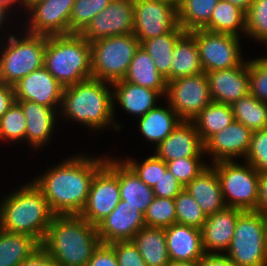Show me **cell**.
Here are the masks:
<instances>
[{"instance_id":"1","label":"cell","mask_w":267,"mask_h":266,"mask_svg":"<svg viewBox=\"0 0 267 266\" xmlns=\"http://www.w3.org/2000/svg\"><path fill=\"white\" fill-rule=\"evenodd\" d=\"M33 179L43 192L54 215H79L86 205L95 174L105 165L106 156L74 155Z\"/></svg>"},{"instance_id":"2","label":"cell","mask_w":267,"mask_h":266,"mask_svg":"<svg viewBox=\"0 0 267 266\" xmlns=\"http://www.w3.org/2000/svg\"><path fill=\"white\" fill-rule=\"evenodd\" d=\"M109 84V85H108ZM112 83L89 78L74 85L64 87L60 116L79 122L88 129L104 130L111 126L117 131L121 124L115 121ZM117 122V123H116Z\"/></svg>"},{"instance_id":"3","label":"cell","mask_w":267,"mask_h":266,"mask_svg":"<svg viewBox=\"0 0 267 266\" xmlns=\"http://www.w3.org/2000/svg\"><path fill=\"white\" fill-rule=\"evenodd\" d=\"M99 244L97 227L79 215H54L41 246L57 264L86 266Z\"/></svg>"},{"instance_id":"4","label":"cell","mask_w":267,"mask_h":266,"mask_svg":"<svg viewBox=\"0 0 267 266\" xmlns=\"http://www.w3.org/2000/svg\"><path fill=\"white\" fill-rule=\"evenodd\" d=\"M53 216L43 192L33 181L21 184L0 202V228L30 235L40 244Z\"/></svg>"},{"instance_id":"5","label":"cell","mask_w":267,"mask_h":266,"mask_svg":"<svg viewBox=\"0 0 267 266\" xmlns=\"http://www.w3.org/2000/svg\"><path fill=\"white\" fill-rule=\"evenodd\" d=\"M44 67L64 87L92 78L90 42L77 33L47 36Z\"/></svg>"},{"instance_id":"6","label":"cell","mask_w":267,"mask_h":266,"mask_svg":"<svg viewBox=\"0 0 267 266\" xmlns=\"http://www.w3.org/2000/svg\"><path fill=\"white\" fill-rule=\"evenodd\" d=\"M24 32L21 37L8 35L0 46V82L11 86L44 66L47 36Z\"/></svg>"},{"instance_id":"7","label":"cell","mask_w":267,"mask_h":266,"mask_svg":"<svg viewBox=\"0 0 267 266\" xmlns=\"http://www.w3.org/2000/svg\"><path fill=\"white\" fill-rule=\"evenodd\" d=\"M224 255L235 266H267L266 214L242 211Z\"/></svg>"},{"instance_id":"8","label":"cell","mask_w":267,"mask_h":266,"mask_svg":"<svg viewBox=\"0 0 267 266\" xmlns=\"http://www.w3.org/2000/svg\"><path fill=\"white\" fill-rule=\"evenodd\" d=\"M91 44L92 78L113 83L122 80L140 47L133 34L105 37Z\"/></svg>"},{"instance_id":"9","label":"cell","mask_w":267,"mask_h":266,"mask_svg":"<svg viewBox=\"0 0 267 266\" xmlns=\"http://www.w3.org/2000/svg\"><path fill=\"white\" fill-rule=\"evenodd\" d=\"M211 165L216 169L226 207L257 211L260 173L245 161H218Z\"/></svg>"},{"instance_id":"10","label":"cell","mask_w":267,"mask_h":266,"mask_svg":"<svg viewBox=\"0 0 267 266\" xmlns=\"http://www.w3.org/2000/svg\"><path fill=\"white\" fill-rule=\"evenodd\" d=\"M120 200L118 158L106 156V163L95 174L86 205L79 216L97 226L115 209Z\"/></svg>"},{"instance_id":"11","label":"cell","mask_w":267,"mask_h":266,"mask_svg":"<svg viewBox=\"0 0 267 266\" xmlns=\"http://www.w3.org/2000/svg\"><path fill=\"white\" fill-rule=\"evenodd\" d=\"M166 102L182 121H192L212 102L205 72L167 82Z\"/></svg>"},{"instance_id":"12","label":"cell","mask_w":267,"mask_h":266,"mask_svg":"<svg viewBox=\"0 0 267 266\" xmlns=\"http://www.w3.org/2000/svg\"><path fill=\"white\" fill-rule=\"evenodd\" d=\"M196 40L199 58L204 72L230 69L241 65L242 57L240 37L212 33L203 29L190 32Z\"/></svg>"},{"instance_id":"13","label":"cell","mask_w":267,"mask_h":266,"mask_svg":"<svg viewBox=\"0 0 267 266\" xmlns=\"http://www.w3.org/2000/svg\"><path fill=\"white\" fill-rule=\"evenodd\" d=\"M178 25L177 7L165 0H134L133 34L143 40L171 32Z\"/></svg>"},{"instance_id":"14","label":"cell","mask_w":267,"mask_h":266,"mask_svg":"<svg viewBox=\"0 0 267 266\" xmlns=\"http://www.w3.org/2000/svg\"><path fill=\"white\" fill-rule=\"evenodd\" d=\"M74 2L75 0H37L29 4L23 9L30 16L25 31L45 36L69 34Z\"/></svg>"},{"instance_id":"15","label":"cell","mask_w":267,"mask_h":266,"mask_svg":"<svg viewBox=\"0 0 267 266\" xmlns=\"http://www.w3.org/2000/svg\"><path fill=\"white\" fill-rule=\"evenodd\" d=\"M134 31V0H113L80 33L88 42Z\"/></svg>"},{"instance_id":"16","label":"cell","mask_w":267,"mask_h":266,"mask_svg":"<svg viewBox=\"0 0 267 266\" xmlns=\"http://www.w3.org/2000/svg\"><path fill=\"white\" fill-rule=\"evenodd\" d=\"M15 100H26L60 111L64 86L43 66L14 86Z\"/></svg>"},{"instance_id":"17","label":"cell","mask_w":267,"mask_h":266,"mask_svg":"<svg viewBox=\"0 0 267 266\" xmlns=\"http://www.w3.org/2000/svg\"><path fill=\"white\" fill-rule=\"evenodd\" d=\"M251 135L252 132L244 124L234 120L204 143V153L211 156L210 164L234 161L238 157L244 159L250 147Z\"/></svg>"},{"instance_id":"18","label":"cell","mask_w":267,"mask_h":266,"mask_svg":"<svg viewBox=\"0 0 267 266\" xmlns=\"http://www.w3.org/2000/svg\"><path fill=\"white\" fill-rule=\"evenodd\" d=\"M145 226L144 214L120 200L115 209L96 227L101 243L131 240Z\"/></svg>"},{"instance_id":"19","label":"cell","mask_w":267,"mask_h":266,"mask_svg":"<svg viewBox=\"0 0 267 266\" xmlns=\"http://www.w3.org/2000/svg\"><path fill=\"white\" fill-rule=\"evenodd\" d=\"M212 101L222 104H233L249 93V76L247 60L241 65L206 72Z\"/></svg>"},{"instance_id":"20","label":"cell","mask_w":267,"mask_h":266,"mask_svg":"<svg viewBox=\"0 0 267 266\" xmlns=\"http://www.w3.org/2000/svg\"><path fill=\"white\" fill-rule=\"evenodd\" d=\"M154 153L165 162L179 158L205 156L204 143L192 121L179 123L171 134L155 148Z\"/></svg>"},{"instance_id":"21","label":"cell","mask_w":267,"mask_h":266,"mask_svg":"<svg viewBox=\"0 0 267 266\" xmlns=\"http://www.w3.org/2000/svg\"><path fill=\"white\" fill-rule=\"evenodd\" d=\"M241 212L242 210L238 208L225 207L206 217L201 228L205 254H225L233 238L237 217Z\"/></svg>"},{"instance_id":"22","label":"cell","mask_w":267,"mask_h":266,"mask_svg":"<svg viewBox=\"0 0 267 266\" xmlns=\"http://www.w3.org/2000/svg\"><path fill=\"white\" fill-rule=\"evenodd\" d=\"M17 101L26 117L25 141L34 149H40L47 145L54 133L56 119L60 114L54 108L26 100ZM58 116V117H57Z\"/></svg>"},{"instance_id":"23","label":"cell","mask_w":267,"mask_h":266,"mask_svg":"<svg viewBox=\"0 0 267 266\" xmlns=\"http://www.w3.org/2000/svg\"><path fill=\"white\" fill-rule=\"evenodd\" d=\"M170 261H199L204 255L201 229L174 223L165 228Z\"/></svg>"},{"instance_id":"24","label":"cell","mask_w":267,"mask_h":266,"mask_svg":"<svg viewBox=\"0 0 267 266\" xmlns=\"http://www.w3.org/2000/svg\"><path fill=\"white\" fill-rule=\"evenodd\" d=\"M113 108L118 102L120 107L135 118L143 117L157 106V99L164 98L158 91L142 87L127 81L118 80L112 84Z\"/></svg>"},{"instance_id":"25","label":"cell","mask_w":267,"mask_h":266,"mask_svg":"<svg viewBox=\"0 0 267 266\" xmlns=\"http://www.w3.org/2000/svg\"><path fill=\"white\" fill-rule=\"evenodd\" d=\"M184 189L196 200L206 216L213 215L226 207L216 169L211 164Z\"/></svg>"},{"instance_id":"26","label":"cell","mask_w":267,"mask_h":266,"mask_svg":"<svg viewBox=\"0 0 267 266\" xmlns=\"http://www.w3.org/2000/svg\"><path fill=\"white\" fill-rule=\"evenodd\" d=\"M157 105L148 111L143 117L138 118V127L141 135L155 144L157 147L171 132L178 126L182 120L171 108V106Z\"/></svg>"},{"instance_id":"27","label":"cell","mask_w":267,"mask_h":266,"mask_svg":"<svg viewBox=\"0 0 267 266\" xmlns=\"http://www.w3.org/2000/svg\"><path fill=\"white\" fill-rule=\"evenodd\" d=\"M118 180L121 200L145 214L155 198L153 188L141 181L122 159H118Z\"/></svg>"},{"instance_id":"28","label":"cell","mask_w":267,"mask_h":266,"mask_svg":"<svg viewBox=\"0 0 267 266\" xmlns=\"http://www.w3.org/2000/svg\"><path fill=\"white\" fill-rule=\"evenodd\" d=\"M146 266H167L170 263L165 228L144 226L131 239Z\"/></svg>"},{"instance_id":"29","label":"cell","mask_w":267,"mask_h":266,"mask_svg":"<svg viewBox=\"0 0 267 266\" xmlns=\"http://www.w3.org/2000/svg\"><path fill=\"white\" fill-rule=\"evenodd\" d=\"M123 80L156 90L165 98L167 81L157 71L153 59L142 47L136 51Z\"/></svg>"},{"instance_id":"30","label":"cell","mask_w":267,"mask_h":266,"mask_svg":"<svg viewBox=\"0 0 267 266\" xmlns=\"http://www.w3.org/2000/svg\"><path fill=\"white\" fill-rule=\"evenodd\" d=\"M204 72L199 58L195 37L185 32L173 48L170 67V81L179 77L196 75Z\"/></svg>"},{"instance_id":"31","label":"cell","mask_w":267,"mask_h":266,"mask_svg":"<svg viewBox=\"0 0 267 266\" xmlns=\"http://www.w3.org/2000/svg\"><path fill=\"white\" fill-rule=\"evenodd\" d=\"M208 32L240 37L246 33V12L229 1L219 0L209 23L203 28Z\"/></svg>"},{"instance_id":"32","label":"cell","mask_w":267,"mask_h":266,"mask_svg":"<svg viewBox=\"0 0 267 266\" xmlns=\"http://www.w3.org/2000/svg\"><path fill=\"white\" fill-rule=\"evenodd\" d=\"M184 33L185 31L177 25L169 33L143 40L140 43V47L153 59L157 71L165 77L167 82L170 81L173 48Z\"/></svg>"},{"instance_id":"33","label":"cell","mask_w":267,"mask_h":266,"mask_svg":"<svg viewBox=\"0 0 267 266\" xmlns=\"http://www.w3.org/2000/svg\"><path fill=\"white\" fill-rule=\"evenodd\" d=\"M41 244L32 236L0 228V266H19Z\"/></svg>"},{"instance_id":"34","label":"cell","mask_w":267,"mask_h":266,"mask_svg":"<svg viewBox=\"0 0 267 266\" xmlns=\"http://www.w3.org/2000/svg\"><path fill=\"white\" fill-rule=\"evenodd\" d=\"M234 121L229 104L212 101L193 120V124L205 143L212 135L226 128Z\"/></svg>"},{"instance_id":"35","label":"cell","mask_w":267,"mask_h":266,"mask_svg":"<svg viewBox=\"0 0 267 266\" xmlns=\"http://www.w3.org/2000/svg\"><path fill=\"white\" fill-rule=\"evenodd\" d=\"M219 0H181L177 6L178 25L191 32L203 29L210 21L213 9Z\"/></svg>"},{"instance_id":"36","label":"cell","mask_w":267,"mask_h":266,"mask_svg":"<svg viewBox=\"0 0 267 266\" xmlns=\"http://www.w3.org/2000/svg\"><path fill=\"white\" fill-rule=\"evenodd\" d=\"M234 120L244 124L251 132L267 128V103L248 93L230 105Z\"/></svg>"},{"instance_id":"37","label":"cell","mask_w":267,"mask_h":266,"mask_svg":"<svg viewBox=\"0 0 267 266\" xmlns=\"http://www.w3.org/2000/svg\"><path fill=\"white\" fill-rule=\"evenodd\" d=\"M26 117L21 105L14 101L8 111L0 119V141H25Z\"/></svg>"},{"instance_id":"38","label":"cell","mask_w":267,"mask_h":266,"mask_svg":"<svg viewBox=\"0 0 267 266\" xmlns=\"http://www.w3.org/2000/svg\"><path fill=\"white\" fill-rule=\"evenodd\" d=\"M113 0H75L70 17L69 34H80L90 21Z\"/></svg>"},{"instance_id":"39","label":"cell","mask_w":267,"mask_h":266,"mask_svg":"<svg viewBox=\"0 0 267 266\" xmlns=\"http://www.w3.org/2000/svg\"><path fill=\"white\" fill-rule=\"evenodd\" d=\"M176 223L201 229L206 221V215L196 200L183 189L175 198Z\"/></svg>"},{"instance_id":"40","label":"cell","mask_w":267,"mask_h":266,"mask_svg":"<svg viewBox=\"0 0 267 266\" xmlns=\"http://www.w3.org/2000/svg\"><path fill=\"white\" fill-rule=\"evenodd\" d=\"M245 35L267 45V0H253L246 12Z\"/></svg>"},{"instance_id":"41","label":"cell","mask_w":267,"mask_h":266,"mask_svg":"<svg viewBox=\"0 0 267 266\" xmlns=\"http://www.w3.org/2000/svg\"><path fill=\"white\" fill-rule=\"evenodd\" d=\"M146 226L167 228L176 223L174 199L156 197L144 214Z\"/></svg>"},{"instance_id":"42","label":"cell","mask_w":267,"mask_h":266,"mask_svg":"<svg viewBox=\"0 0 267 266\" xmlns=\"http://www.w3.org/2000/svg\"><path fill=\"white\" fill-rule=\"evenodd\" d=\"M123 161L149 187H153L161 178L162 172L168 170L166 162L155 154L145 158L141 163L130 158L123 159Z\"/></svg>"},{"instance_id":"43","label":"cell","mask_w":267,"mask_h":266,"mask_svg":"<svg viewBox=\"0 0 267 266\" xmlns=\"http://www.w3.org/2000/svg\"><path fill=\"white\" fill-rule=\"evenodd\" d=\"M249 93L267 103V56L247 60Z\"/></svg>"},{"instance_id":"44","label":"cell","mask_w":267,"mask_h":266,"mask_svg":"<svg viewBox=\"0 0 267 266\" xmlns=\"http://www.w3.org/2000/svg\"><path fill=\"white\" fill-rule=\"evenodd\" d=\"M202 159V157L179 158L166 162V165L167 169L176 177L177 181L185 187L209 166Z\"/></svg>"},{"instance_id":"45","label":"cell","mask_w":267,"mask_h":266,"mask_svg":"<svg viewBox=\"0 0 267 266\" xmlns=\"http://www.w3.org/2000/svg\"><path fill=\"white\" fill-rule=\"evenodd\" d=\"M243 161L259 173H267V128L252 132L250 147Z\"/></svg>"},{"instance_id":"46","label":"cell","mask_w":267,"mask_h":266,"mask_svg":"<svg viewBox=\"0 0 267 266\" xmlns=\"http://www.w3.org/2000/svg\"><path fill=\"white\" fill-rule=\"evenodd\" d=\"M110 245L114 249L118 266H146L132 240L116 241Z\"/></svg>"},{"instance_id":"47","label":"cell","mask_w":267,"mask_h":266,"mask_svg":"<svg viewBox=\"0 0 267 266\" xmlns=\"http://www.w3.org/2000/svg\"><path fill=\"white\" fill-rule=\"evenodd\" d=\"M152 188L156 197L174 199L184 189V186L167 170L162 172L161 178Z\"/></svg>"},{"instance_id":"48","label":"cell","mask_w":267,"mask_h":266,"mask_svg":"<svg viewBox=\"0 0 267 266\" xmlns=\"http://www.w3.org/2000/svg\"><path fill=\"white\" fill-rule=\"evenodd\" d=\"M86 266H118L117 258L112 246L100 242L93 251Z\"/></svg>"},{"instance_id":"49","label":"cell","mask_w":267,"mask_h":266,"mask_svg":"<svg viewBox=\"0 0 267 266\" xmlns=\"http://www.w3.org/2000/svg\"><path fill=\"white\" fill-rule=\"evenodd\" d=\"M54 264L55 261L50 254L42 246H39L19 266H53Z\"/></svg>"},{"instance_id":"50","label":"cell","mask_w":267,"mask_h":266,"mask_svg":"<svg viewBox=\"0 0 267 266\" xmlns=\"http://www.w3.org/2000/svg\"><path fill=\"white\" fill-rule=\"evenodd\" d=\"M15 101L14 87L0 82V119Z\"/></svg>"},{"instance_id":"51","label":"cell","mask_w":267,"mask_h":266,"mask_svg":"<svg viewBox=\"0 0 267 266\" xmlns=\"http://www.w3.org/2000/svg\"><path fill=\"white\" fill-rule=\"evenodd\" d=\"M198 266H235L224 254H205Z\"/></svg>"},{"instance_id":"52","label":"cell","mask_w":267,"mask_h":266,"mask_svg":"<svg viewBox=\"0 0 267 266\" xmlns=\"http://www.w3.org/2000/svg\"><path fill=\"white\" fill-rule=\"evenodd\" d=\"M257 211L267 214V173H260L259 176V198Z\"/></svg>"},{"instance_id":"53","label":"cell","mask_w":267,"mask_h":266,"mask_svg":"<svg viewBox=\"0 0 267 266\" xmlns=\"http://www.w3.org/2000/svg\"><path fill=\"white\" fill-rule=\"evenodd\" d=\"M226 1H229L233 5H236L241 9H243L245 12H247L253 0H226Z\"/></svg>"},{"instance_id":"54","label":"cell","mask_w":267,"mask_h":266,"mask_svg":"<svg viewBox=\"0 0 267 266\" xmlns=\"http://www.w3.org/2000/svg\"><path fill=\"white\" fill-rule=\"evenodd\" d=\"M9 13L10 10L6 6L0 4V31H2V28H4L3 25L6 23L5 21Z\"/></svg>"},{"instance_id":"55","label":"cell","mask_w":267,"mask_h":266,"mask_svg":"<svg viewBox=\"0 0 267 266\" xmlns=\"http://www.w3.org/2000/svg\"><path fill=\"white\" fill-rule=\"evenodd\" d=\"M167 266H198V261H170Z\"/></svg>"},{"instance_id":"56","label":"cell","mask_w":267,"mask_h":266,"mask_svg":"<svg viewBox=\"0 0 267 266\" xmlns=\"http://www.w3.org/2000/svg\"><path fill=\"white\" fill-rule=\"evenodd\" d=\"M0 4L6 6L9 10H11V8H14V5L16 4L20 7L22 6L21 0H0Z\"/></svg>"},{"instance_id":"57","label":"cell","mask_w":267,"mask_h":266,"mask_svg":"<svg viewBox=\"0 0 267 266\" xmlns=\"http://www.w3.org/2000/svg\"><path fill=\"white\" fill-rule=\"evenodd\" d=\"M37 0H21L22 8H26L29 4L35 2Z\"/></svg>"},{"instance_id":"58","label":"cell","mask_w":267,"mask_h":266,"mask_svg":"<svg viewBox=\"0 0 267 266\" xmlns=\"http://www.w3.org/2000/svg\"><path fill=\"white\" fill-rule=\"evenodd\" d=\"M165 1H168V2H171L173 3L176 7L180 4L181 0H165Z\"/></svg>"},{"instance_id":"59","label":"cell","mask_w":267,"mask_h":266,"mask_svg":"<svg viewBox=\"0 0 267 266\" xmlns=\"http://www.w3.org/2000/svg\"><path fill=\"white\" fill-rule=\"evenodd\" d=\"M53 266H62V265L55 263Z\"/></svg>"}]
</instances>
